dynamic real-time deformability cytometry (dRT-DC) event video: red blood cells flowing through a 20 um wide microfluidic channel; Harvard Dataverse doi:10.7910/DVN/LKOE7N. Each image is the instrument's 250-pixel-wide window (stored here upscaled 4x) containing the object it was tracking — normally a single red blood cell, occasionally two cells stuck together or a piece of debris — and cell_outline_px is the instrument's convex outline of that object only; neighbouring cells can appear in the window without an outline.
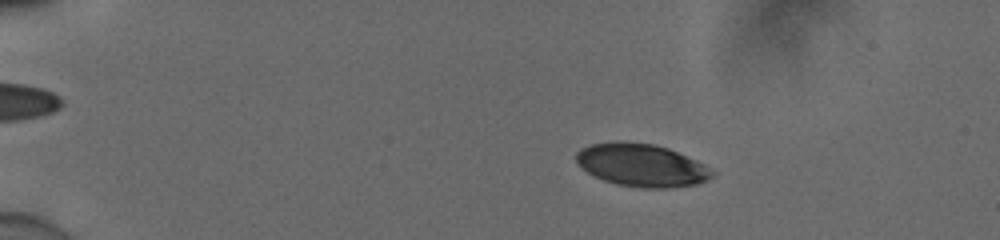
{"species": "human", "species_latin": "Homo sapiens", "temperature_condition": "cold", "stored_images_in_passage": 49, "camera_frame_rate_fps": 3000, "um_per_image_px": 0.085, "donor": {"sex": "male"}, "frame": {"image": 1, "passage_image": 5, "time_ms": 1.333, "image_size_px": [1000, 240], "cell_outline_px": [[716, 172], [708, 180], [696, 184], [668, 188], [640, 188], [616, 184], [604, 180], [588, 172], [576, 160], [576, 152], [580, 148], [592, 144], [616, 140], [620, 140], [652, 144], [668, 148], [696, 160], [704, 164]], "centroid_in_image_um": [54.55, 14.03], "position_along_channel_um": 30.5, "area_um2": 33.93}}
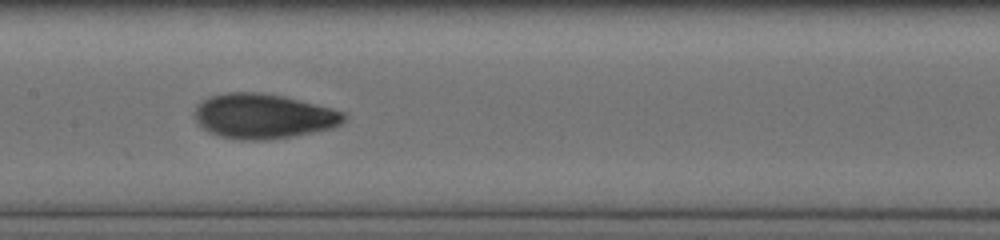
{"frame": {"image": 2, "passage_image": 24, "time_ms": 7.667, "image_size_px": [1000, 240], "cell_outline_px": [[348, 116], [340, 124], [332, 128], [292, 136], [264, 140], [240, 140], [220, 136], [208, 132], [196, 120], [196, 104], [208, 96], [228, 92], [260, 92], [284, 96], [332, 108], [344, 112]], "centroid_in_image_um": [22.38, 9.86], "position_along_channel_um": 185.0, "area_um2": 39.02}}
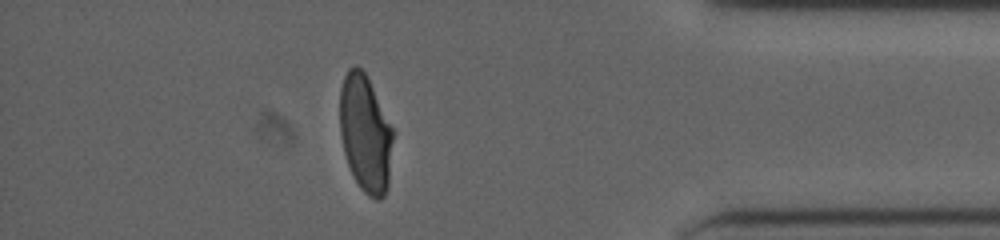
{"frame": {"image": 3, "passage_image": 43, "time_ms": 14.0, "image_size_px": [1000, 240], "cell_outline_px": [[396, 132], [388, 188], [384, 196], [380, 200], [376, 200], [368, 196], [360, 188], [348, 164], [344, 152], [340, 132], [340, 88], [344, 76], [348, 68], [356, 64], [368, 76]], "centroid_in_image_um": [31.11, 11.34], "position_along_channel_um": 404.1, "area_um2": 37.4}, "authors_computed_cell_mechanics": {"area_um2": 36.8764, "velocity_mm_per_s": 3.9048, "shape_relaxation_time_tau1_ms": 3.8237, "shape_relaxation_time_tau2_ms": 0.9855, "deformation_change_tau1": 0.1698, "deformation_change_tau2": 0.0561}}